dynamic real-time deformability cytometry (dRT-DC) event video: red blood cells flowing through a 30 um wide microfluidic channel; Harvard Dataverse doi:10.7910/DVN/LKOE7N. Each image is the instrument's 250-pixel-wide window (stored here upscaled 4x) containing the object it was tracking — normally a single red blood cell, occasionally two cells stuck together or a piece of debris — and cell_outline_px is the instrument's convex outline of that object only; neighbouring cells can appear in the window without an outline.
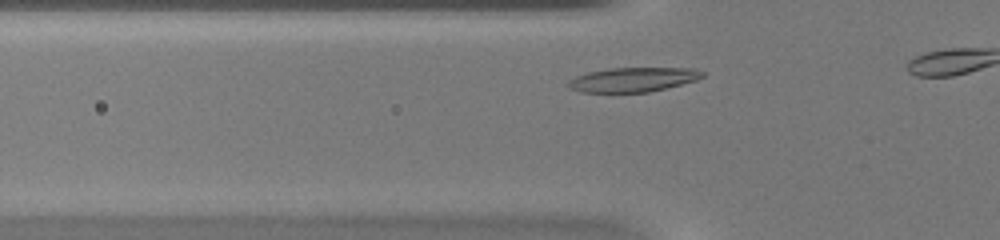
{"species": "common noctule bat (a hibernating species)", "species_latin": "Nyctalus noctula", "temperature_condition": "warm", "stored_images_in_passage": 9, "camera_frame_rate_fps": 3000, "um_per_image_px": 0.085, "animal": {"sex": "female", "body_mass_g": 20.0, "forearm_length_mm": 54.0}, "frame": {"image": 1, "passage_image": 6, "time_ms": 1.667, "image_size_px": [1000, 240], "cell_outline_px": [[704, 76], [696, 80], [648, 92], [580, 92], [568, 88], [564, 84], [568, 80], [576, 76], [588, 72], [608, 68], [696, 68], [704, 72]], "centroid_in_image_um": [53.75, 6.76], "position_along_channel_um": 72.1, "area_um2": 19.13}}